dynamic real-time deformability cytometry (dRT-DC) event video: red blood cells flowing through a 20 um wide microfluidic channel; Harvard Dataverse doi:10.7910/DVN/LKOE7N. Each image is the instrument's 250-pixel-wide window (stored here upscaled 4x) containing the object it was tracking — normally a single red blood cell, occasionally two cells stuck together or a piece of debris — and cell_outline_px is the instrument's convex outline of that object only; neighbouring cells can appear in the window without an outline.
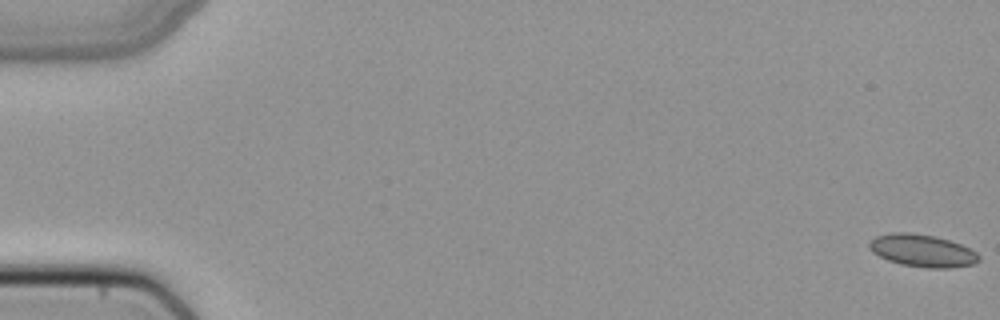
{"species": "common noctule bat (a hibernating species)", "species_latin": "Nyctalus noctula", "temperature_condition": "cold", "stored_images_in_passage": 15, "camera_frame_rate_fps": 3000, "um_per_image_px": 0.085, "animal": {"sex": "female", "body_mass_g": 22.7, "forearm_length_mm": 54.2}, "frame": {"image": 1, "passage_image": 1, "time_ms": 0.0, "image_size_px": [1000, 320], "cell_outline_px": [[980, 260], [972, 264], [948, 268], [928, 268], [900, 264], [888, 260], [872, 252], [868, 248], [868, 244], [876, 236], [892, 232], [908, 232], [932, 236], [948, 240], [960, 244], [976, 252], [980, 256]], "centroid_in_image_um": [78.37, 21.31], "position_along_channel_um": 6.6, "area_um2": 20.52}}
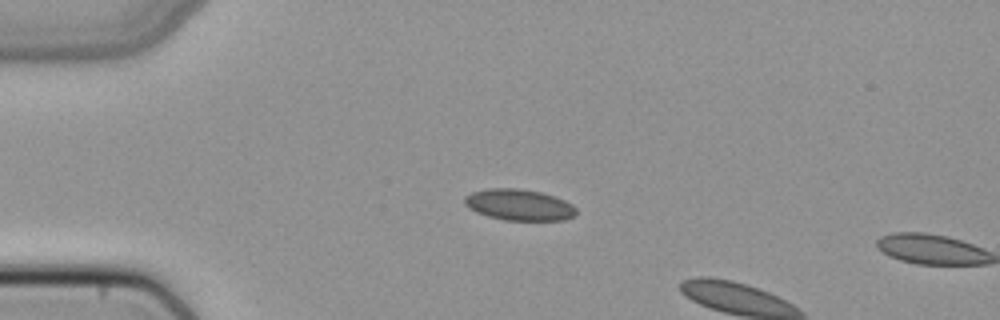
{"frame": {"image": 2, "passage_image": 14, "time_ms": 4.333, "image_size_px": [1000, 320], "cell_outline_px": [[576, 216], [564, 220], [504, 220], [488, 216], [476, 212], [468, 208], [464, 204], [464, 196], [472, 192], [488, 188], [516, 188], [540, 192], [564, 200], [572, 204], [576, 208]], "centroid_in_image_um": [44.1, 17.41], "position_along_channel_um": 40.9, "area_um2": 20.35}}